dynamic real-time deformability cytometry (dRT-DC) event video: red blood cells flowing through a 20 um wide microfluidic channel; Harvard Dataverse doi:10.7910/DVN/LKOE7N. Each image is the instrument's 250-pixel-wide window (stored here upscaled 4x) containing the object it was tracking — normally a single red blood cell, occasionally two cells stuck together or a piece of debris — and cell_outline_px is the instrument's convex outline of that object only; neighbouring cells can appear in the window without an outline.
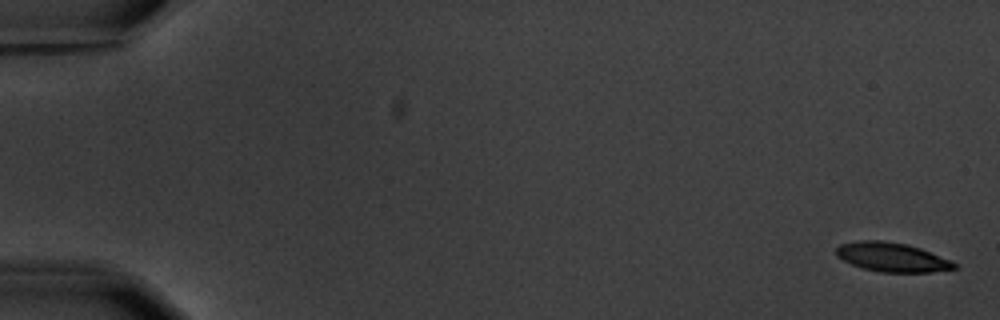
{"species": "common noctule bat (a hibernating species)", "species_latin": "Nyctalus noctula", "temperature_condition": "warm", "stored_images_in_passage": 6, "camera_frame_rate_fps": 3000, "um_per_image_px": 0.085, "animal": {"sex": "male", "body_mass_g": 20.1, "forearm_length_mm": 53.5}, "frame": {"image": 1, "passage_image": 1, "time_ms": 0.0, "image_size_px": [1000, 320], "cell_outline_px": [[960, 268], [932, 272], [880, 272], [864, 268], [852, 264], [836, 256], [836, 248], [840, 244], [860, 240], [880, 240], [908, 244], [920, 248], [948, 260], [956, 264]], "centroid_in_image_um": [75.81, 21.86], "position_along_channel_um": 9.2, "area_um2": 19.88}}